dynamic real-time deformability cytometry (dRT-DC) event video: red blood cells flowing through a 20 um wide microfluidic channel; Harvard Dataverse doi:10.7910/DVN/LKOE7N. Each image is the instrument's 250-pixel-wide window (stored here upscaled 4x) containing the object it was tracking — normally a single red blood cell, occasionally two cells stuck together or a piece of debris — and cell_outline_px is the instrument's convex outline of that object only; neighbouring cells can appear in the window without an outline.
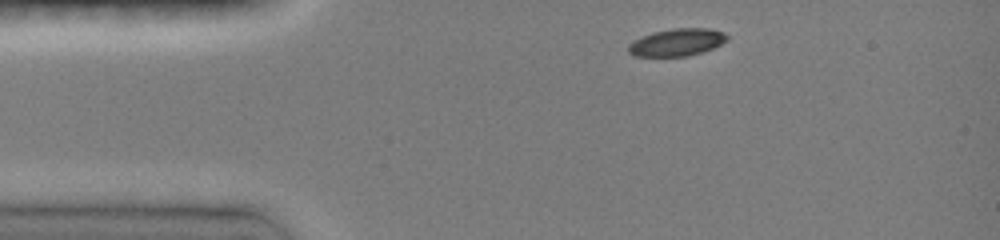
{"species": "common noctule bat (a hibernating species)", "species_latin": "Nyctalus noctula", "temperature_condition": "room temperature", "stored_images_in_passage": 35, "camera_frame_rate_fps": 3000, "um_per_image_px": 0.085, "animal": {"sex": "female", "body_mass_g": 19.0, "forearm_length_mm": 51.5}, "frame": {"image": 1, "passage_image": 1, "time_ms": 0.0, "image_size_px": [1000, 240], "cell_outline_px": [[728, 40], [704, 52], [688, 56], [632, 56], [628, 52], [628, 44], [632, 40], [652, 32], [672, 28], [712, 28], [724, 32], [728, 36]], "centroid_in_image_um": [57.53, 3.59], "position_along_channel_um": 27.5, "area_um2": 16.01}}
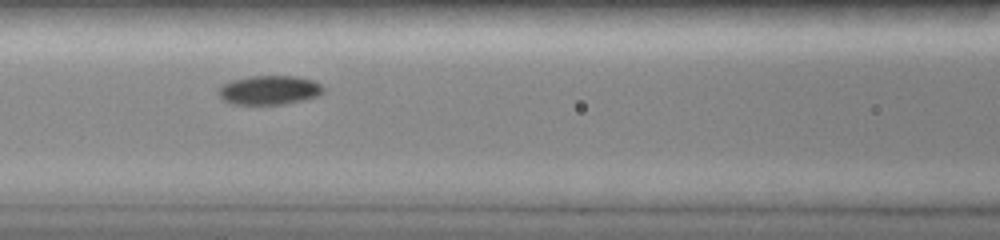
{"frame": {"image": 2, "passage_image": 9, "time_ms": 4.0, "image_size_px": [1000, 240], "cell_outline_px": [[324, 92], [316, 96], [304, 100], [284, 104], [232, 104], [224, 100], [216, 92], [224, 84], [232, 80], [252, 76], [296, 76], [312, 80], [320, 84], [324, 88]], "centroid_in_image_um": [22.9, 7.66], "position_along_channel_um": 143.7, "area_um2": 17.69}}
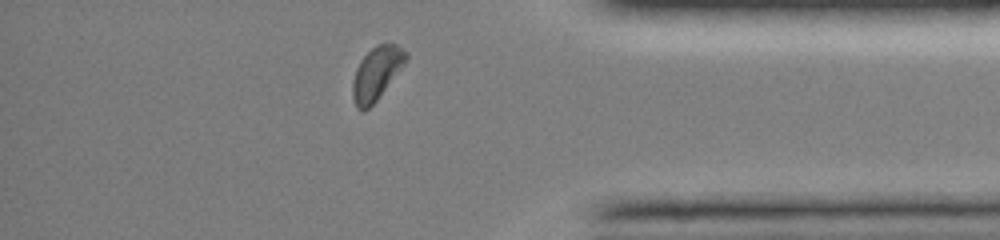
{"frame": {"image": 3, "passage_image": 33, "time_ms": 10.667, "image_size_px": [1000, 240], "cell_outline_px": [[408, 56], [404, 64], [376, 100], [364, 112], [356, 108], [352, 96], [352, 84], [356, 68], [360, 60], [376, 44], [396, 44], [408, 52]], "centroid_in_image_um": [31.98, 6.23], "position_along_channel_um": 403.2, "area_um2": 16.24}, "authors_computed_cell_mechanics": {"area_um2": 17.34, "velocity_mm_per_s": 4.0398, "shape_relaxation_time_tau1_ms": 1.767, "shape_relaxation_time_tau2_ms": null, "deformation_change_tau1": 0.0574, "deformation_change_tau2": null}}